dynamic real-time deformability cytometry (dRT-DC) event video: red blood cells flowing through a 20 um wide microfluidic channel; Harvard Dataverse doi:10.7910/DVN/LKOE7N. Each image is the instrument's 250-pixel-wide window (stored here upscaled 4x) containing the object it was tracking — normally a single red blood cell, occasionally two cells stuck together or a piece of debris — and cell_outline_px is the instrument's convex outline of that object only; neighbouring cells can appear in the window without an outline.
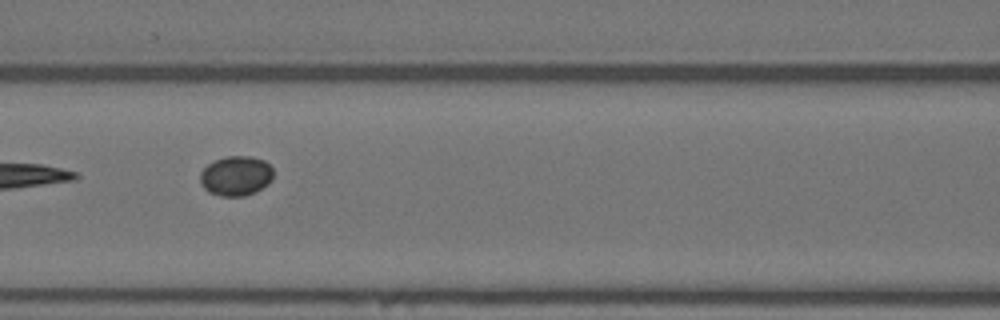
{"species": "Egyptian fruit bat (a non-hibernating species)", "species_latin": "Rousettus aegyptiacus", "temperature_condition": "warm", "stored_images_in_passage": 9, "segment_of_instrument_passage": [2, 2], "camera_frame_rate_fps": 3000, "um_per_image_px": 0.085, "animal": {"sex": "female"}, "frame": {"image": 1, "passage_image": 6, "time_ms": 7.0, "image_size_px": [1000, 320], "cell_outline_px": [[272, 180], [268, 184], [244, 196], [220, 196], [208, 192], [200, 184], [200, 172], [208, 164], [216, 160], [228, 156], [252, 156], [264, 160], [272, 168]], "centroid_in_image_um": [20.03, 14.94], "position_along_channel_um": 146.6, "area_um2": 16.88}}
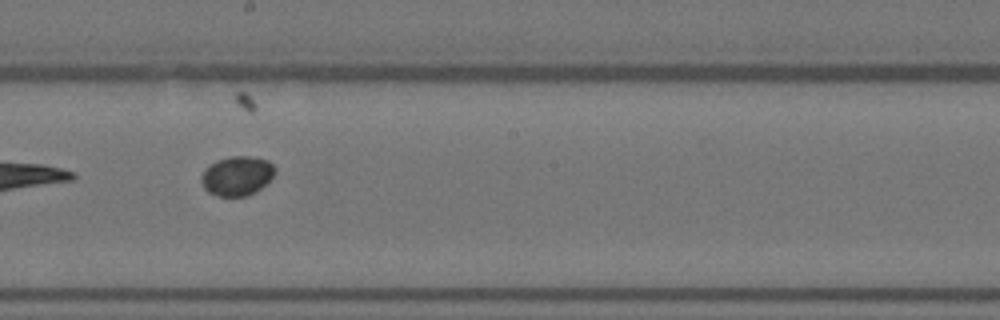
{"frame": {"image": 2, "passage_image": 8, "time_ms": 9.333, "image_size_px": [1000, 320], "cell_outline_px": [[276, 172], [256, 192], [248, 196], [216, 196], [208, 192], [204, 188], [200, 180], [200, 176], [204, 168], [216, 160], [232, 156], [248, 156], [268, 160], [276, 168]], "centroid_in_image_um": [20.11, 14.95], "position_along_channel_um": 228.1, "area_um2": 17.05}}